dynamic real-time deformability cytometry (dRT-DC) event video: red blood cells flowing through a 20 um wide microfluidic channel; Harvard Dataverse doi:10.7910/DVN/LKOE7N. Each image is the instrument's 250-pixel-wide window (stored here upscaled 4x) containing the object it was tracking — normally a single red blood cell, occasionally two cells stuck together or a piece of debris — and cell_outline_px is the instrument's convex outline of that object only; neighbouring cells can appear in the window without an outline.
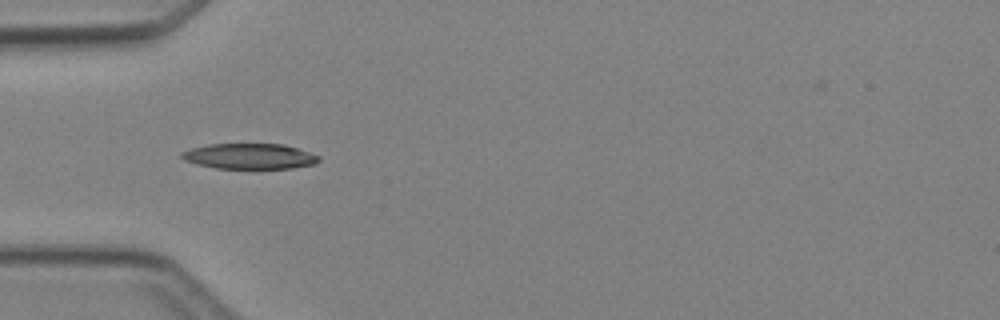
{"species": "Egyptian fruit bat (a non-hibernating species)", "species_latin": "Rousettus aegyptiacus", "temperature_condition": "cold", "stored_images_in_passage": 5, "camera_frame_rate_fps": 3000, "um_per_image_px": 0.085, "animal": {"sex": "female"}, "frame": {"image": 1, "passage_image": 4, "time_ms": 3.667, "image_size_px": [1000, 320], "cell_outline_px": [[320, 160], [316, 164], [292, 168], [216, 168], [196, 164], [184, 160], [180, 156], [180, 152], [192, 148], [208, 144], [284, 144], [320, 156]], "centroid_in_image_um": [21.2, 13.28], "position_along_channel_um": 63.8, "area_um2": 20.35}}
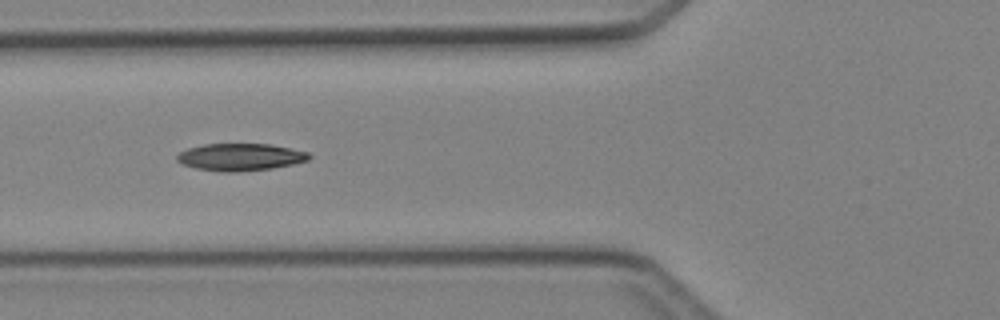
{"frame": {"image": 2, "passage_image": 5, "time_ms": 4.667, "image_size_px": [1000, 320], "cell_outline_px": [[312, 156], [308, 160], [292, 164], [272, 168], [236, 172], [220, 172], [196, 168], [184, 164], [176, 160], [176, 156], [180, 152], [188, 148], [204, 144], [272, 144], [308, 152]], "centroid_in_image_um": [20.43, 13.35], "position_along_channel_um": 105.4, "area_um2": 20.92}}